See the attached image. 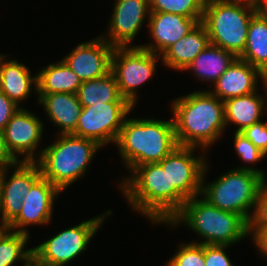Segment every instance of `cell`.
Listing matches in <instances>:
<instances>
[{
	"label": "cell",
	"mask_w": 267,
	"mask_h": 266,
	"mask_svg": "<svg viewBox=\"0 0 267 266\" xmlns=\"http://www.w3.org/2000/svg\"><path fill=\"white\" fill-rule=\"evenodd\" d=\"M174 130L178 145L207 152L223 135L224 103L208 90H197L172 101Z\"/></svg>",
	"instance_id": "cell-1"
},
{
	"label": "cell",
	"mask_w": 267,
	"mask_h": 266,
	"mask_svg": "<svg viewBox=\"0 0 267 266\" xmlns=\"http://www.w3.org/2000/svg\"><path fill=\"white\" fill-rule=\"evenodd\" d=\"M129 174L122 178L119 189L132 210L151 220L152 226L168 224L186 199L175 188H168L166 168L148 163L135 167Z\"/></svg>",
	"instance_id": "cell-2"
},
{
	"label": "cell",
	"mask_w": 267,
	"mask_h": 266,
	"mask_svg": "<svg viewBox=\"0 0 267 266\" xmlns=\"http://www.w3.org/2000/svg\"><path fill=\"white\" fill-rule=\"evenodd\" d=\"M115 145L129 173L135 167L159 163L178 146L173 119L126 117Z\"/></svg>",
	"instance_id": "cell-3"
},
{
	"label": "cell",
	"mask_w": 267,
	"mask_h": 266,
	"mask_svg": "<svg viewBox=\"0 0 267 266\" xmlns=\"http://www.w3.org/2000/svg\"><path fill=\"white\" fill-rule=\"evenodd\" d=\"M200 197L186 200L166 225L174 228L184 223L204 240L192 241L198 244L231 246L249 236V223L241 215L221 210Z\"/></svg>",
	"instance_id": "cell-4"
},
{
	"label": "cell",
	"mask_w": 267,
	"mask_h": 266,
	"mask_svg": "<svg viewBox=\"0 0 267 266\" xmlns=\"http://www.w3.org/2000/svg\"><path fill=\"white\" fill-rule=\"evenodd\" d=\"M57 140L37 153L42 177L61 192L85 175L94 155L102 149L91 139L59 134Z\"/></svg>",
	"instance_id": "cell-5"
},
{
	"label": "cell",
	"mask_w": 267,
	"mask_h": 266,
	"mask_svg": "<svg viewBox=\"0 0 267 266\" xmlns=\"http://www.w3.org/2000/svg\"><path fill=\"white\" fill-rule=\"evenodd\" d=\"M207 165L208 162L203 173L201 196L221 210L241 215L249 223L266 179L256 172L234 167L206 184Z\"/></svg>",
	"instance_id": "cell-6"
},
{
	"label": "cell",
	"mask_w": 267,
	"mask_h": 266,
	"mask_svg": "<svg viewBox=\"0 0 267 266\" xmlns=\"http://www.w3.org/2000/svg\"><path fill=\"white\" fill-rule=\"evenodd\" d=\"M256 6L242 2H205L202 23L211 44L239 57L246 46L248 27Z\"/></svg>",
	"instance_id": "cell-7"
},
{
	"label": "cell",
	"mask_w": 267,
	"mask_h": 266,
	"mask_svg": "<svg viewBox=\"0 0 267 266\" xmlns=\"http://www.w3.org/2000/svg\"><path fill=\"white\" fill-rule=\"evenodd\" d=\"M161 56L141 46L115 47L111 58V72L114 74L120 94L134 108L138 88L153 78L158 59Z\"/></svg>",
	"instance_id": "cell-8"
},
{
	"label": "cell",
	"mask_w": 267,
	"mask_h": 266,
	"mask_svg": "<svg viewBox=\"0 0 267 266\" xmlns=\"http://www.w3.org/2000/svg\"><path fill=\"white\" fill-rule=\"evenodd\" d=\"M111 214V209L106 210L99 216L62 230L45 242L33 247V254L52 266H66L88 248L91 238L100 229L105 218Z\"/></svg>",
	"instance_id": "cell-9"
},
{
	"label": "cell",
	"mask_w": 267,
	"mask_h": 266,
	"mask_svg": "<svg viewBox=\"0 0 267 266\" xmlns=\"http://www.w3.org/2000/svg\"><path fill=\"white\" fill-rule=\"evenodd\" d=\"M133 106L129 102H107L83 107L74 136L91 139L101 147L116 144L121 128Z\"/></svg>",
	"instance_id": "cell-10"
},
{
	"label": "cell",
	"mask_w": 267,
	"mask_h": 266,
	"mask_svg": "<svg viewBox=\"0 0 267 266\" xmlns=\"http://www.w3.org/2000/svg\"><path fill=\"white\" fill-rule=\"evenodd\" d=\"M197 147L178 145L158 164L167 170L168 188H175L186 200L201 195L206 152L195 156Z\"/></svg>",
	"instance_id": "cell-11"
},
{
	"label": "cell",
	"mask_w": 267,
	"mask_h": 266,
	"mask_svg": "<svg viewBox=\"0 0 267 266\" xmlns=\"http://www.w3.org/2000/svg\"><path fill=\"white\" fill-rule=\"evenodd\" d=\"M10 167L15 170L7 177ZM41 177L36 162H15L0 169V224L3 227H7L19 215L24 196Z\"/></svg>",
	"instance_id": "cell-12"
},
{
	"label": "cell",
	"mask_w": 267,
	"mask_h": 266,
	"mask_svg": "<svg viewBox=\"0 0 267 266\" xmlns=\"http://www.w3.org/2000/svg\"><path fill=\"white\" fill-rule=\"evenodd\" d=\"M43 124L36 114L25 107H20L9 120L3 135L7 152L15 162L37 161L35 155L44 134Z\"/></svg>",
	"instance_id": "cell-13"
},
{
	"label": "cell",
	"mask_w": 267,
	"mask_h": 266,
	"mask_svg": "<svg viewBox=\"0 0 267 266\" xmlns=\"http://www.w3.org/2000/svg\"><path fill=\"white\" fill-rule=\"evenodd\" d=\"M109 19L107 34L101 35L114 47H130L150 16L149 0H116Z\"/></svg>",
	"instance_id": "cell-14"
},
{
	"label": "cell",
	"mask_w": 267,
	"mask_h": 266,
	"mask_svg": "<svg viewBox=\"0 0 267 266\" xmlns=\"http://www.w3.org/2000/svg\"><path fill=\"white\" fill-rule=\"evenodd\" d=\"M60 194L57 187L41 177L24 196L19 215L6 228L30 235L27 230L29 225H47L52 220L53 205Z\"/></svg>",
	"instance_id": "cell-15"
},
{
	"label": "cell",
	"mask_w": 267,
	"mask_h": 266,
	"mask_svg": "<svg viewBox=\"0 0 267 266\" xmlns=\"http://www.w3.org/2000/svg\"><path fill=\"white\" fill-rule=\"evenodd\" d=\"M114 46L101 36L77 44L62 59L83 82L98 79L111 72V58Z\"/></svg>",
	"instance_id": "cell-16"
},
{
	"label": "cell",
	"mask_w": 267,
	"mask_h": 266,
	"mask_svg": "<svg viewBox=\"0 0 267 266\" xmlns=\"http://www.w3.org/2000/svg\"><path fill=\"white\" fill-rule=\"evenodd\" d=\"M202 19L186 18L182 15L151 12L148 18L149 36L154 43L136 45L141 46L154 54L162 55L171 45L175 44Z\"/></svg>",
	"instance_id": "cell-17"
},
{
	"label": "cell",
	"mask_w": 267,
	"mask_h": 266,
	"mask_svg": "<svg viewBox=\"0 0 267 266\" xmlns=\"http://www.w3.org/2000/svg\"><path fill=\"white\" fill-rule=\"evenodd\" d=\"M261 76L258 68L237 57L208 91L222 101L248 95L259 89Z\"/></svg>",
	"instance_id": "cell-18"
},
{
	"label": "cell",
	"mask_w": 267,
	"mask_h": 266,
	"mask_svg": "<svg viewBox=\"0 0 267 266\" xmlns=\"http://www.w3.org/2000/svg\"><path fill=\"white\" fill-rule=\"evenodd\" d=\"M37 103L43 106L48 119L58 127V134H71L78 123L82 105L76 94H37Z\"/></svg>",
	"instance_id": "cell-19"
},
{
	"label": "cell",
	"mask_w": 267,
	"mask_h": 266,
	"mask_svg": "<svg viewBox=\"0 0 267 266\" xmlns=\"http://www.w3.org/2000/svg\"><path fill=\"white\" fill-rule=\"evenodd\" d=\"M210 43L208 32L202 22H199L191 31L175 44L171 45L162 55V64L176 71H184L186 67Z\"/></svg>",
	"instance_id": "cell-20"
},
{
	"label": "cell",
	"mask_w": 267,
	"mask_h": 266,
	"mask_svg": "<svg viewBox=\"0 0 267 266\" xmlns=\"http://www.w3.org/2000/svg\"><path fill=\"white\" fill-rule=\"evenodd\" d=\"M7 55L0 59V90L20 106L23 100L29 98L32 87L37 90V75L31 76V71L16 59L7 61Z\"/></svg>",
	"instance_id": "cell-21"
},
{
	"label": "cell",
	"mask_w": 267,
	"mask_h": 266,
	"mask_svg": "<svg viewBox=\"0 0 267 266\" xmlns=\"http://www.w3.org/2000/svg\"><path fill=\"white\" fill-rule=\"evenodd\" d=\"M260 90L248 95L224 100L225 126L237 125L235 132H241L252 124L261 121L264 113L263 96Z\"/></svg>",
	"instance_id": "cell-22"
},
{
	"label": "cell",
	"mask_w": 267,
	"mask_h": 266,
	"mask_svg": "<svg viewBox=\"0 0 267 266\" xmlns=\"http://www.w3.org/2000/svg\"><path fill=\"white\" fill-rule=\"evenodd\" d=\"M236 58L233 53L209 43L184 71H193L197 80L214 84Z\"/></svg>",
	"instance_id": "cell-23"
},
{
	"label": "cell",
	"mask_w": 267,
	"mask_h": 266,
	"mask_svg": "<svg viewBox=\"0 0 267 266\" xmlns=\"http://www.w3.org/2000/svg\"><path fill=\"white\" fill-rule=\"evenodd\" d=\"M36 94H76L82 81L63 61H57L41 69L37 74Z\"/></svg>",
	"instance_id": "cell-24"
},
{
	"label": "cell",
	"mask_w": 267,
	"mask_h": 266,
	"mask_svg": "<svg viewBox=\"0 0 267 266\" xmlns=\"http://www.w3.org/2000/svg\"><path fill=\"white\" fill-rule=\"evenodd\" d=\"M238 58L247 61L262 73L267 71V18L258 12L251 18L246 46Z\"/></svg>",
	"instance_id": "cell-25"
},
{
	"label": "cell",
	"mask_w": 267,
	"mask_h": 266,
	"mask_svg": "<svg viewBox=\"0 0 267 266\" xmlns=\"http://www.w3.org/2000/svg\"><path fill=\"white\" fill-rule=\"evenodd\" d=\"M76 95L82 107L107 102H128L120 94L116 78L112 72L98 79L83 81Z\"/></svg>",
	"instance_id": "cell-26"
},
{
	"label": "cell",
	"mask_w": 267,
	"mask_h": 266,
	"mask_svg": "<svg viewBox=\"0 0 267 266\" xmlns=\"http://www.w3.org/2000/svg\"><path fill=\"white\" fill-rule=\"evenodd\" d=\"M30 237L28 234L12 231L3 227L0 230V266H13L23 263L33 254V249H26Z\"/></svg>",
	"instance_id": "cell-27"
},
{
	"label": "cell",
	"mask_w": 267,
	"mask_h": 266,
	"mask_svg": "<svg viewBox=\"0 0 267 266\" xmlns=\"http://www.w3.org/2000/svg\"><path fill=\"white\" fill-rule=\"evenodd\" d=\"M150 12H166L191 19H202L204 0H149Z\"/></svg>",
	"instance_id": "cell-28"
},
{
	"label": "cell",
	"mask_w": 267,
	"mask_h": 266,
	"mask_svg": "<svg viewBox=\"0 0 267 266\" xmlns=\"http://www.w3.org/2000/svg\"><path fill=\"white\" fill-rule=\"evenodd\" d=\"M234 149L237 153L238 158L244 162L248 163L247 165L240 166L237 169H245L249 171L256 172L260 175H262L265 179H267V173H265L264 169H258L257 167H250L249 164L252 165L257 162H260L262 159L266 157V155L259 150L249 139H247L242 133L235 132L234 133Z\"/></svg>",
	"instance_id": "cell-29"
},
{
	"label": "cell",
	"mask_w": 267,
	"mask_h": 266,
	"mask_svg": "<svg viewBox=\"0 0 267 266\" xmlns=\"http://www.w3.org/2000/svg\"><path fill=\"white\" fill-rule=\"evenodd\" d=\"M166 266H205V244L181 242Z\"/></svg>",
	"instance_id": "cell-30"
},
{
	"label": "cell",
	"mask_w": 267,
	"mask_h": 266,
	"mask_svg": "<svg viewBox=\"0 0 267 266\" xmlns=\"http://www.w3.org/2000/svg\"><path fill=\"white\" fill-rule=\"evenodd\" d=\"M240 133L267 156V122L262 120L256 122Z\"/></svg>",
	"instance_id": "cell-31"
},
{
	"label": "cell",
	"mask_w": 267,
	"mask_h": 266,
	"mask_svg": "<svg viewBox=\"0 0 267 266\" xmlns=\"http://www.w3.org/2000/svg\"><path fill=\"white\" fill-rule=\"evenodd\" d=\"M229 247L231 246L205 244V266H236L226 252Z\"/></svg>",
	"instance_id": "cell-32"
},
{
	"label": "cell",
	"mask_w": 267,
	"mask_h": 266,
	"mask_svg": "<svg viewBox=\"0 0 267 266\" xmlns=\"http://www.w3.org/2000/svg\"><path fill=\"white\" fill-rule=\"evenodd\" d=\"M248 235L262 258H267V223H249Z\"/></svg>",
	"instance_id": "cell-33"
},
{
	"label": "cell",
	"mask_w": 267,
	"mask_h": 266,
	"mask_svg": "<svg viewBox=\"0 0 267 266\" xmlns=\"http://www.w3.org/2000/svg\"><path fill=\"white\" fill-rule=\"evenodd\" d=\"M249 223H267V179L261 186L255 210Z\"/></svg>",
	"instance_id": "cell-34"
},
{
	"label": "cell",
	"mask_w": 267,
	"mask_h": 266,
	"mask_svg": "<svg viewBox=\"0 0 267 266\" xmlns=\"http://www.w3.org/2000/svg\"><path fill=\"white\" fill-rule=\"evenodd\" d=\"M18 106L0 90V131H3L12 116L18 111Z\"/></svg>",
	"instance_id": "cell-35"
},
{
	"label": "cell",
	"mask_w": 267,
	"mask_h": 266,
	"mask_svg": "<svg viewBox=\"0 0 267 266\" xmlns=\"http://www.w3.org/2000/svg\"><path fill=\"white\" fill-rule=\"evenodd\" d=\"M14 163L15 161L7 152L3 131H0V169Z\"/></svg>",
	"instance_id": "cell-36"
},
{
	"label": "cell",
	"mask_w": 267,
	"mask_h": 266,
	"mask_svg": "<svg viewBox=\"0 0 267 266\" xmlns=\"http://www.w3.org/2000/svg\"><path fill=\"white\" fill-rule=\"evenodd\" d=\"M23 266H52L47 264L40 259H38L34 254H32L25 262Z\"/></svg>",
	"instance_id": "cell-37"
},
{
	"label": "cell",
	"mask_w": 267,
	"mask_h": 266,
	"mask_svg": "<svg viewBox=\"0 0 267 266\" xmlns=\"http://www.w3.org/2000/svg\"><path fill=\"white\" fill-rule=\"evenodd\" d=\"M261 84L263 85V91H265L266 95L263 96V106H264V113L267 111V71L262 73L261 76Z\"/></svg>",
	"instance_id": "cell-38"
},
{
	"label": "cell",
	"mask_w": 267,
	"mask_h": 266,
	"mask_svg": "<svg viewBox=\"0 0 267 266\" xmlns=\"http://www.w3.org/2000/svg\"><path fill=\"white\" fill-rule=\"evenodd\" d=\"M256 9L260 15L267 18V0H259Z\"/></svg>",
	"instance_id": "cell-39"
},
{
	"label": "cell",
	"mask_w": 267,
	"mask_h": 266,
	"mask_svg": "<svg viewBox=\"0 0 267 266\" xmlns=\"http://www.w3.org/2000/svg\"><path fill=\"white\" fill-rule=\"evenodd\" d=\"M220 1H226V2H242L247 3L253 6H256L259 0H220Z\"/></svg>",
	"instance_id": "cell-40"
}]
</instances>
